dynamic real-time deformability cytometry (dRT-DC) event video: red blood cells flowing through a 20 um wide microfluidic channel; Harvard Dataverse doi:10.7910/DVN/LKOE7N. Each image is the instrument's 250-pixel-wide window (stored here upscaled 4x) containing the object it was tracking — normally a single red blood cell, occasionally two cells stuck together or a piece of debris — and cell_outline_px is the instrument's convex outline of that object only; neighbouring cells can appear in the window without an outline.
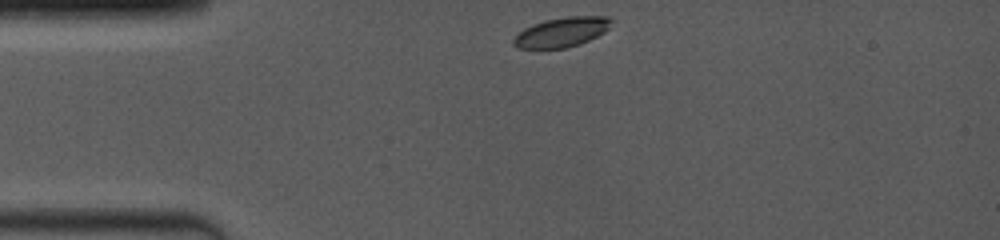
{"species": "common noctule bat (a hibernating species)", "species_latin": "Nyctalus noctula", "temperature_condition": "room temperature", "stored_images_in_passage": 7, "camera_frame_rate_fps": 4000, "um_per_image_px": 0.085, "animal": {"sex": "female", "body_mass_g": 19.0, "forearm_length_mm": 53.3}, "frame": {"image": 1, "passage_image": 1, "time_ms": 0.0, "image_size_px": [1000, 240], "cell_outline_px": [[612, 20], [608, 28], [604, 32], [580, 44], [564, 48], [516, 48], [512, 44], [512, 40], [524, 28], [532, 24], [544, 20], [568, 16], [608, 16]], "centroid_in_image_um": [47.72, 2.72], "position_along_channel_um": 37.3, "area_um2": 16.82}}